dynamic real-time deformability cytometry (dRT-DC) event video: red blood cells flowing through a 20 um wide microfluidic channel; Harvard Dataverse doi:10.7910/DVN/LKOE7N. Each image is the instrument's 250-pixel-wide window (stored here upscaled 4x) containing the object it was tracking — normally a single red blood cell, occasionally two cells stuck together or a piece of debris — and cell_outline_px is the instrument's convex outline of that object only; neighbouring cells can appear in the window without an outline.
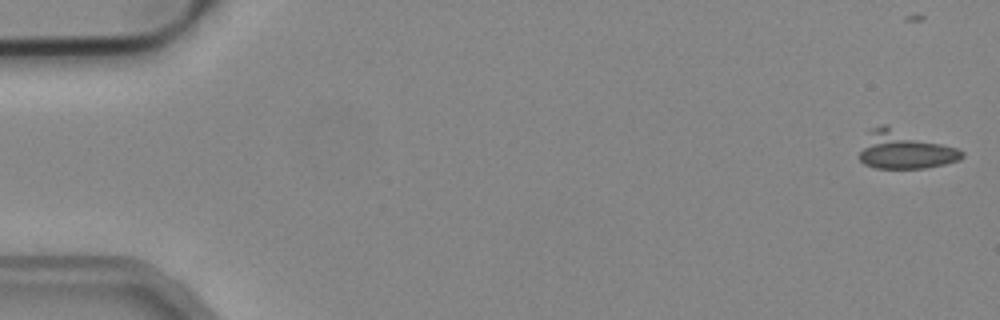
{"species": "common noctule bat (a hibernating species)", "species_latin": "Nyctalus noctula", "temperature_condition": "cold", "stored_images_in_passage": 53, "camera_frame_rate_fps": 3000, "um_per_image_px": 0.085, "animal": {"sex": "male", "body_mass_g": 19.2, "forearm_length_mm": 51.8}, "frame": {"image": 1, "passage_image": 1, "time_ms": 0.0, "image_size_px": [1000, 320], "cell_outline_px": [[964, 156], [960, 160], [944, 164], [924, 168], [876, 168], [864, 164], [860, 160], [860, 152], [868, 128], [884, 124], [888, 124], [956, 148], [964, 152]], "centroid_in_image_um": [76.86, 12.71], "position_along_channel_um": 8.1, "area_um2": 22.89}}
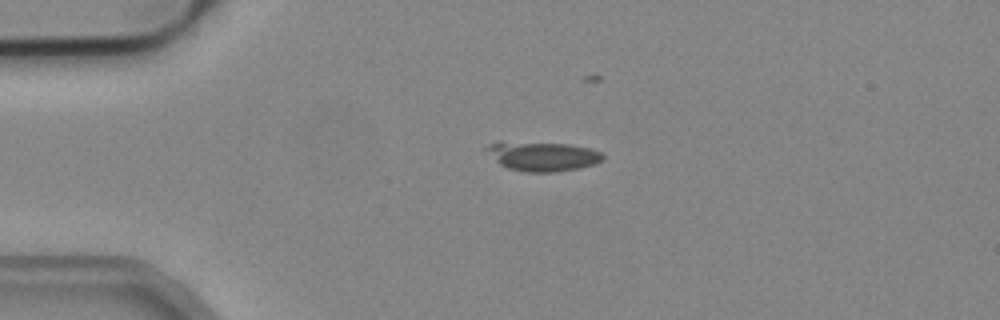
{"frame": {"image": 2, "passage_image": 12, "time_ms": 3.667, "image_size_px": [1000, 320], "cell_outline_px": [[604, 160], [596, 164], [580, 168], [556, 172], [524, 172], [508, 168], [500, 164], [484, 148], [488, 144], [500, 140], [568, 144], [588, 148], [600, 152], [604, 156]], "centroid_in_image_um": [46.1, 13.27], "position_along_channel_um": 38.9, "area_um2": 20.23}}